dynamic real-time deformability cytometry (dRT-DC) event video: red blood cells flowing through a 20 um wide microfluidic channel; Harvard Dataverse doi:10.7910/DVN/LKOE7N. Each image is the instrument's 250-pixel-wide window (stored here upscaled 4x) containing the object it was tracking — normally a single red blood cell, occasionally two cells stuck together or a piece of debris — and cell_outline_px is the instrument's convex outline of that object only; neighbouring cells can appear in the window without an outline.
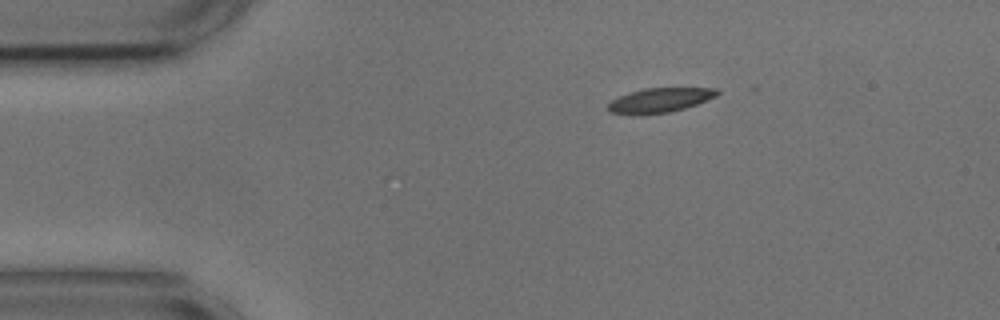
{"species": "common noctule bat (a hibernating species)", "species_latin": "Nyctalus noctula", "temperature_condition": "cold", "stored_images_in_passage": 14, "camera_frame_rate_fps": 3000, "um_per_image_px": 0.085, "animal": {"sex": "male", "body_mass_g": 17.9, "forearm_length_mm": 54.2}, "frame": {"image": 1, "passage_image": 1, "time_ms": 0.0, "image_size_px": [1000, 320], "cell_outline_px": [[720, 92], [716, 96], [696, 104], [684, 108], [668, 112], [640, 116], [608, 112], [608, 104], [612, 100], [620, 96], [644, 88], [716, 88]], "centroid_in_image_um": [56.05, 8.53], "position_along_channel_um": 28.9, "area_um2": 15.55}}
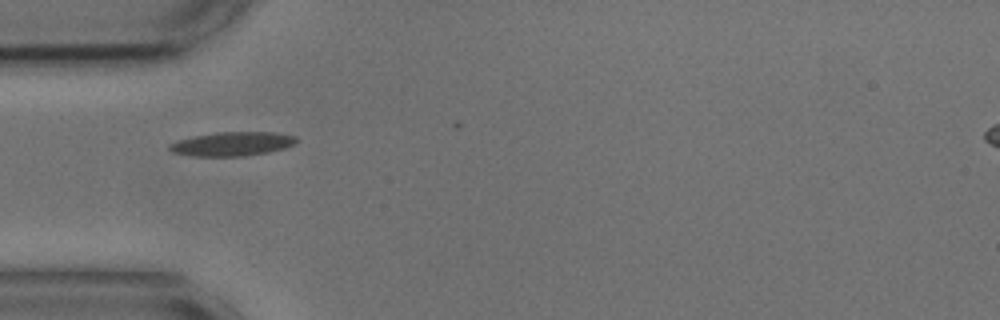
{"frame": {"image": 2, "passage_image": 8, "time_ms": 2.333, "image_size_px": [1000, 320], "cell_outline_px": [[300, 140], [296, 144], [284, 148], [268, 152], [244, 156], [196, 156], [172, 152], [168, 148], [168, 144], [176, 140], [192, 136], [216, 132], [276, 132], [296, 136]], "centroid_in_image_um": [19.76, 12.22], "position_along_channel_um": 65.2, "area_um2": 17.98}}